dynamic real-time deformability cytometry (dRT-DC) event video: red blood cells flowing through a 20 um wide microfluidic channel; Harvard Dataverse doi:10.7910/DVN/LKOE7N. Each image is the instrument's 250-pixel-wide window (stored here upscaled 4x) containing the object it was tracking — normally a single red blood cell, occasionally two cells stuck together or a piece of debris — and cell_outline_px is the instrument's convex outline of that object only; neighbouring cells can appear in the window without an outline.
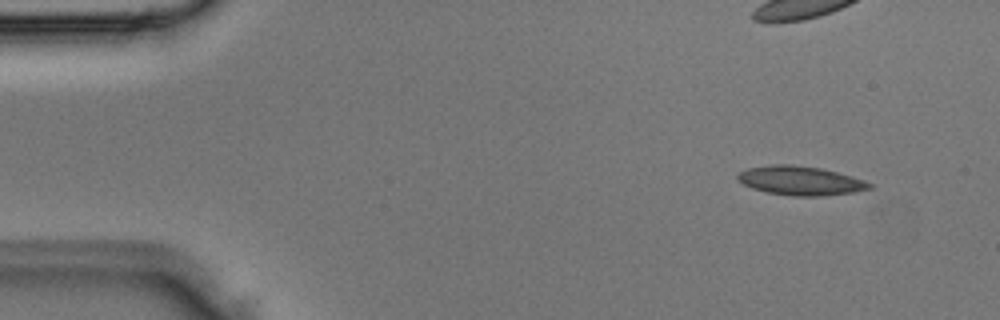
{"species": "Egyptian fruit bat (a non-hibernating species)", "species_latin": "Rousettus aegyptiacus", "temperature_condition": "room temperature", "stored_images_in_passage": 4, "camera_frame_rate_fps": 3000, "um_per_image_px": 0.085, "animal": {"sex": "male"}, "frame": {"image": 1, "passage_image": 1, "time_ms": 0.0, "image_size_px": [1000, 320], "cell_outline_px": [[872, 188], [852, 192], [820, 196], [792, 196], [768, 192], [752, 188], [736, 180], [736, 176], [740, 172], [748, 168], [772, 164], [792, 164], [820, 168], [852, 176], [864, 180], [872, 184]], "centroid_in_image_um": [68.01, 15.35], "position_along_channel_um": 17.0, "area_um2": 22.2}}